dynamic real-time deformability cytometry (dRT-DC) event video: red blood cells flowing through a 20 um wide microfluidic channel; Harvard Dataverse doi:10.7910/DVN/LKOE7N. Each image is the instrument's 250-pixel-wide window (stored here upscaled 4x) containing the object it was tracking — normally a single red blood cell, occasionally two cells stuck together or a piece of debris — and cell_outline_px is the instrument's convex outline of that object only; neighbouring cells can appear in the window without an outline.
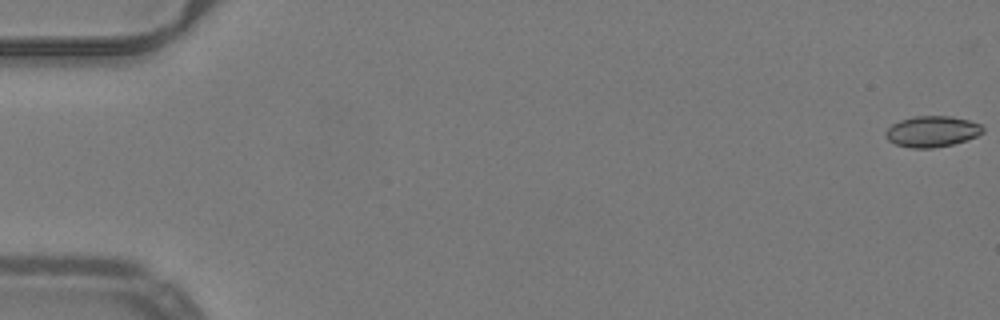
{"species": "common noctule bat (a hibernating species)", "species_latin": "Nyctalus noctula", "temperature_condition": "warm", "stored_images_in_passage": 51, "camera_frame_rate_fps": 3000, "um_per_image_px": 0.085, "animal": {"sex": "male", "body_mass_g": 19.2, "forearm_length_mm": 51.8}, "frame": {"image": 1, "passage_image": 1, "time_ms": 0.0, "image_size_px": [1000, 320], "cell_outline_px": [[984, 132], [976, 136], [952, 144], [932, 148], [912, 148], [896, 144], [888, 140], [884, 136], [884, 132], [892, 124], [900, 120], [912, 116], [952, 116], [968, 120], [980, 124], [984, 128]], "centroid_in_image_um": [79.2, 11.16], "position_along_channel_um": 5.8, "area_um2": 17.51}}
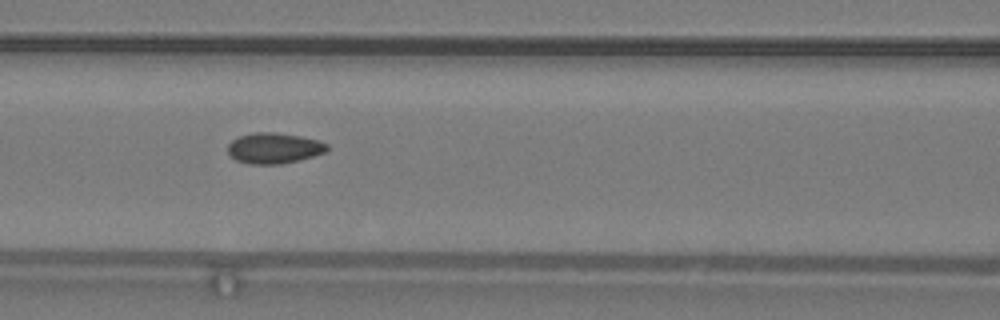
{"frame": {"image": 2, "passage_image": 24, "time_ms": 7.667, "image_size_px": [1000, 320], "cell_outline_px": [[328, 148], [324, 152], [300, 160], [280, 164], [248, 164], [236, 160], [228, 152], [228, 144], [232, 140], [240, 136], [256, 132], [276, 132], [300, 136], [316, 140], [328, 144]], "centroid_in_image_um": [23.27, 12.59], "position_along_channel_um": 143.3, "area_um2": 17.63}}
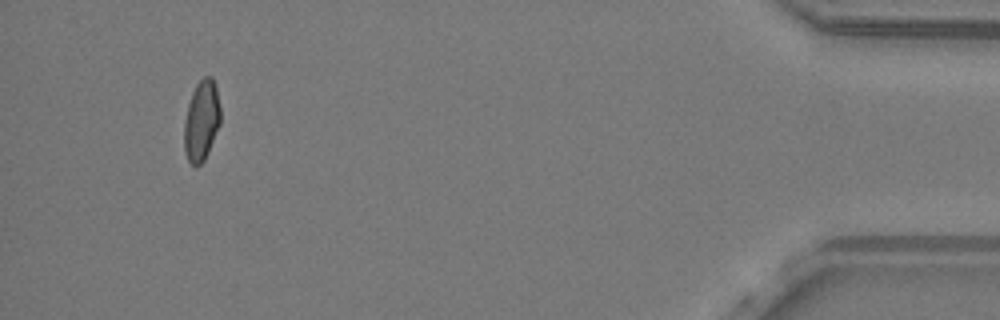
{"frame": {"image": 3, "passage_image": 50, "time_ms": 16.333, "image_size_px": [1000, 320], "cell_outline_px": [[220, 124], [208, 152], [204, 160], [196, 168], [188, 160], [184, 152], [184, 120], [188, 104], [192, 92], [196, 84], [204, 76], [212, 76], [216, 84], [220, 108]], "centroid_in_image_um": [17.12, 10.24], "position_along_channel_um": 418.1, "area_um2": 17.22}}